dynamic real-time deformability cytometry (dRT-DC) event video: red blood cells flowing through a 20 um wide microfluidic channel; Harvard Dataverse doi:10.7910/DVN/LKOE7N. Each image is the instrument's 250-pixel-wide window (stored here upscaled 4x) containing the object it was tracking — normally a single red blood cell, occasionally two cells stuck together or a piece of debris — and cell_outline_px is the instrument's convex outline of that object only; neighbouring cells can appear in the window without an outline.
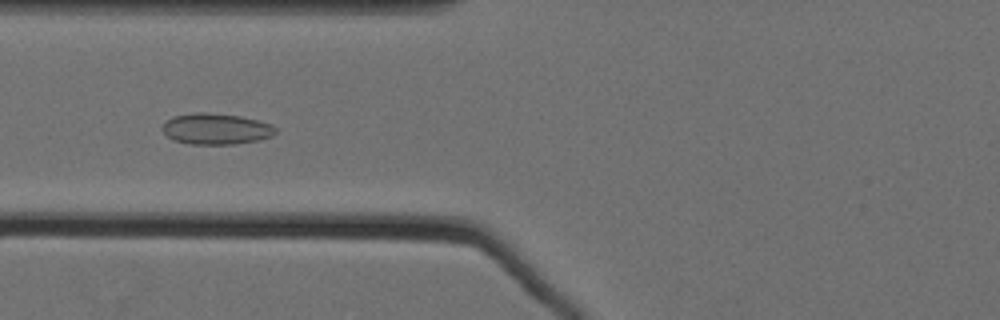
{"species": "Egyptian fruit bat (a non-hibernating species)", "species_latin": "Rousettus aegyptiacus", "temperature_condition": "cold", "stored_images_in_passage": 60, "camera_frame_rate_fps": 3000, "um_per_image_px": 0.085, "animal": {"sex": "female"}, "frame": {"image": 1, "passage_image": 27, "time_ms": 8.667, "image_size_px": [1000, 320], "cell_outline_px": [[276, 132], [272, 136], [260, 140], [232, 144], [188, 144], [172, 140], [160, 128], [172, 116], [196, 112], [208, 112], [240, 116], [272, 124], [276, 128]], "centroid_in_image_um": [18.35, 10.95], "position_along_channel_um": 107.4, "area_um2": 20.58}}
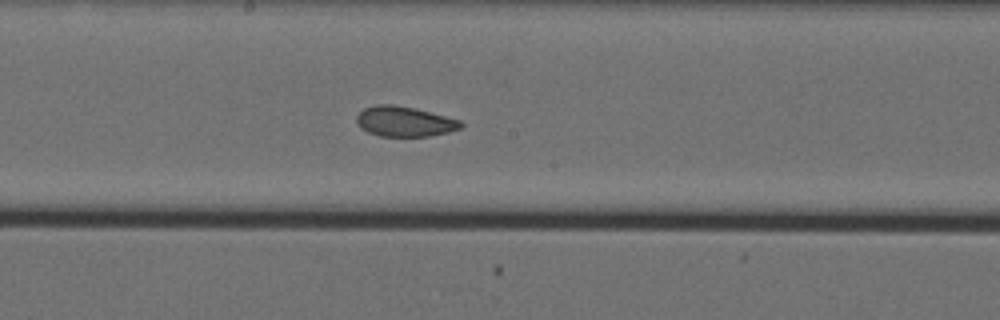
{"frame": {"image": 2, "passage_image": 36, "time_ms": 11.667, "image_size_px": [1000, 320], "cell_outline_px": [[464, 124], [460, 128], [448, 132], [428, 136], [380, 136], [368, 132], [360, 128], [356, 124], [356, 116], [364, 108], [376, 104], [392, 104], [416, 108], [460, 120]], "centroid_in_image_um": [34.35, 10.32], "position_along_channel_um": 213.9, "area_um2": 18.38}}
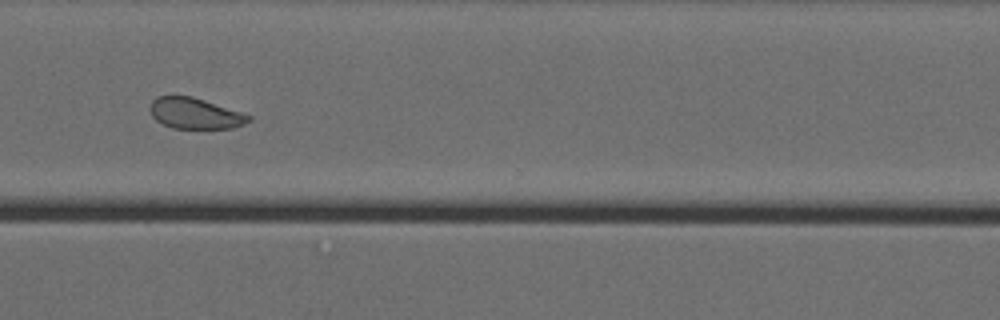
{"frame": {"image": 3, "passage_image": 48, "time_ms": 15.667, "image_size_px": [1000, 320], "cell_outline_px": [[252, 120], [244, 124], [232, 128], [172, 128], [156, 120], [152, 116], [148, 108], [152, 100], [156, 96], [192, 96], [252, 116]], "centroid_in_image_um": [16.55, 9.64], "position_along_channel_um": 354.1, "area_um2": 17.69}, "authors_computed_cell_mechanics": {"area_um2": 20.0277, "velocity_mm_per_s": 3.5299, "shape_relaxation_time_tau1_ms": null, "shape_relaxation_time_tau2_ms": 1.3714, "deformation_change_tau1": null, "deformation_change_tau2": 0.0706}}